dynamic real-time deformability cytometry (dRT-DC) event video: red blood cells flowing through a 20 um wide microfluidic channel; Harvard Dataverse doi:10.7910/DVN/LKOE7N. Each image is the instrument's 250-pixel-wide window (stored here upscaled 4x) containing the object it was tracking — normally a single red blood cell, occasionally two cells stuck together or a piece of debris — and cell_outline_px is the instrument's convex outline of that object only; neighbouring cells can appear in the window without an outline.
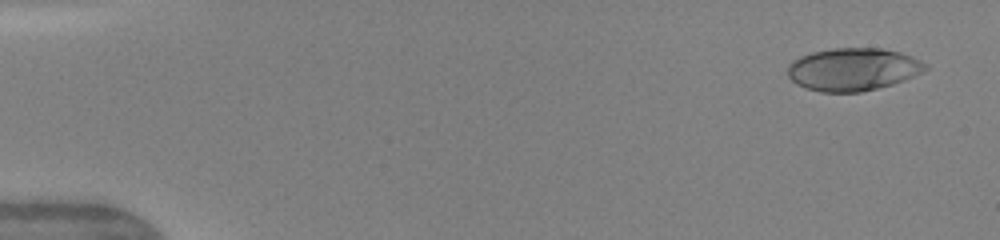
{"species": "human", "species_latin": "Homo sapiens", "temperature_condition": "warm", "stored_images_in_passage": 49, "camera_frame_rate_fps": 3000, "um_per_image_px": 0.085, "donor": {"sex": "female"}, "frame": {"image": 1, "passage_image": 3, "time_ms": 0.667, "image_size_px": [1000, 240], "cell_outline_px": [[928, 68], [904, 80], [892, 84], [860, 92], [820, 92], [796, 84], [788, 76], [788, 64], [792, 60], [800, 56], [812, 52], [832, 48], [880, 48], [900, 52], [912, 56], [928, 64]], "centroid_in_image_um": [72.49, 5.88], "position_along_channel_um": 12.5, "area_um2": 34.22}}
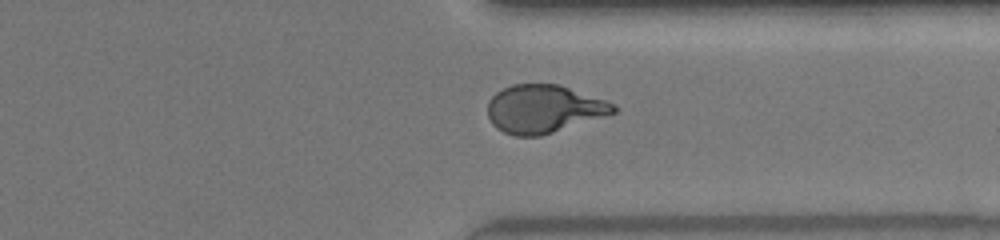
{"frame": {"image": 2, "passage_image": 38, "time_ms": 12.333, "image_size_px": [1000, 240], "cell_outline_px": [[620, 108], [616, 112], [604, 116], [540, 136], [516, 136], [504, 132], [496, 128], [492, 124], [488, 116], [488, 100], [496, 92], [512, 84], [560, 84], [616, 104]], "centroid_in_image_um": [46.22, 9.25], "position_along_channel_um": 365.2, "area_um2": 35.2}}
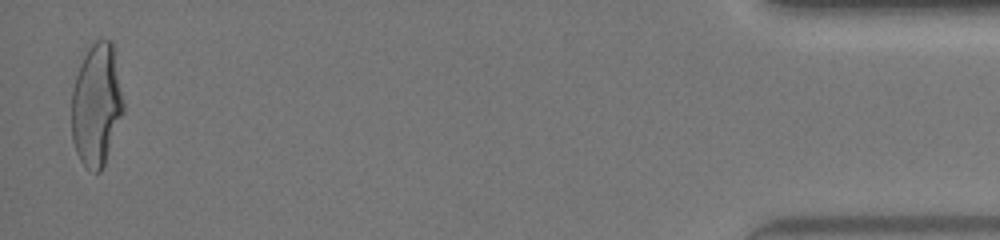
{"frame": {"image": 3, "passage_image": 48, "time_ms": 15.667, "image_size_px": [1000, 240], "cell_outline_px": [[124, 112], [104, 164], [100, 172], [96, 172], [88, 168], [80, 160], [76, 152], [72, 140], [72, 92], [76, 76], [80, 64], [84, 56], [92, 44], [96, 40], [108, 40], [112, 44], [124, 104]], "centroid_in_image_um": [8.2, 8.94], "position_along_channel_um": 427.0, "area_um2": 36.41}, "authors_computed_cell_mechanics": {"area_um2": 35.4314, "velocity_mm_per_s": 4.201, "shape_relaxation_time_tau1_ms": 4.8964, "shape_relaxation_time_tau2_ms": null, "deformation_change_tau1": 0.218, "deformation_change_tau2": null}}